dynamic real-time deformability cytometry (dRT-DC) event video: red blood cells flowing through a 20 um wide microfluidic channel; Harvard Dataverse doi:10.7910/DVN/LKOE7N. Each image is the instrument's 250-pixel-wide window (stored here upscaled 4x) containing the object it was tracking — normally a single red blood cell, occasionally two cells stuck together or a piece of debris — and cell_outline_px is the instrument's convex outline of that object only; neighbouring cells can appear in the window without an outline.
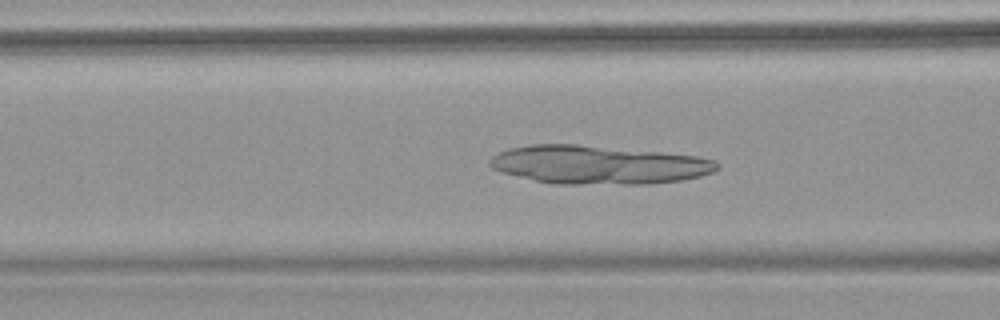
{"species": "common noctule bat (a hibernating species)", "species_latin": "Nyctalus noctula", "temperature_condition": "warm", "stored_images_in_passage": 48, "camera_frame_rate_fps": 3000, "um_per_image_px": 0.085, "animal": {"sex": "female", "body_mass_g": 18.4}, "frame": {"image": 1, "passage_image": 9, "time_ms": 2.667, "image_size_px": [1000, 320], "cell_outline_px": [[720, 168], [712, 172], [700, 176], [680, 180], [652, 184], [556, 184], [536, 180], [504, 172], [492, 168], [488, 164], [488, 160], [492, 156], [508, 148], [532, 144], [576, 144], [660, 152], [696, 156], [716, 160], [720, 164]], "centroid_in_image_um": [50.89, 14.0], "position_along_channel_um": 115.7, "area_um2": 50.98}}
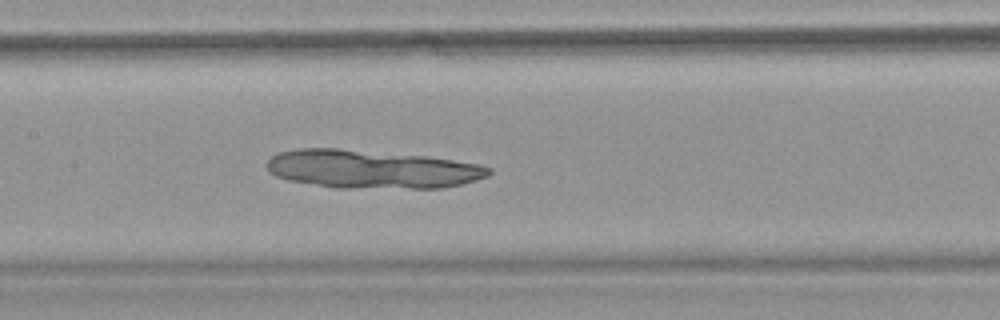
{"frame": {"image": 2, "passage_image": 15, "time_ms": 4.667, "image_size_px": [1000, 320], "cell_outline_px": [[492, 172], [488, 176], [476, 180], [460, 184], [440, 188], [336, 188], [288, 180], [276, 176], [268, 172], [264, 164], [276, 152], [300, 148], [340, 148], [428, 156], [480, 164], [492, 168]], "centroid_in_image_um": [31.56, 14.37], "position_along_channel_um": 175.8, "area_um2": 50.17}}
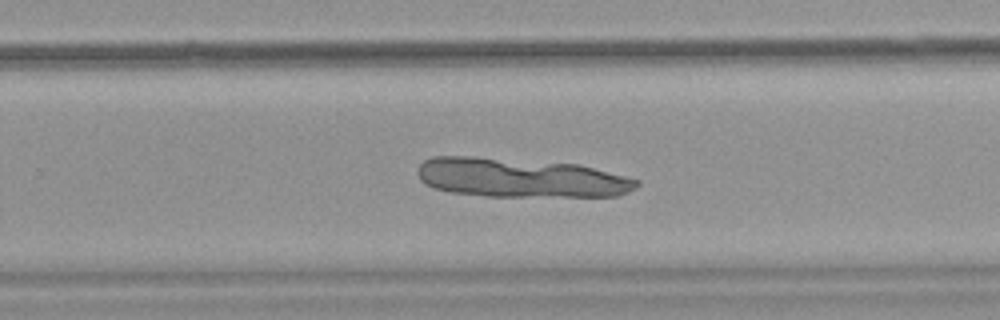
{"frame": {"image": 3, "passage_image": 26, "time_ms": 8.333, "image_size_px": [1000, 320], "cell_outline_px": [[640, 184], [636, 188], [628, 192], [616, 196], [488, 196], [452, 192], [436, 188], [424, 184], [420, 180], [416, 172], [416, 168], [424, 160], [432, 156], [476, 156], [580, 164], [640, 180]], "centroid_in_image_um": [44.21, 15.1], "position_along_channel_um": 285.6, "area_um2": 50.34}}